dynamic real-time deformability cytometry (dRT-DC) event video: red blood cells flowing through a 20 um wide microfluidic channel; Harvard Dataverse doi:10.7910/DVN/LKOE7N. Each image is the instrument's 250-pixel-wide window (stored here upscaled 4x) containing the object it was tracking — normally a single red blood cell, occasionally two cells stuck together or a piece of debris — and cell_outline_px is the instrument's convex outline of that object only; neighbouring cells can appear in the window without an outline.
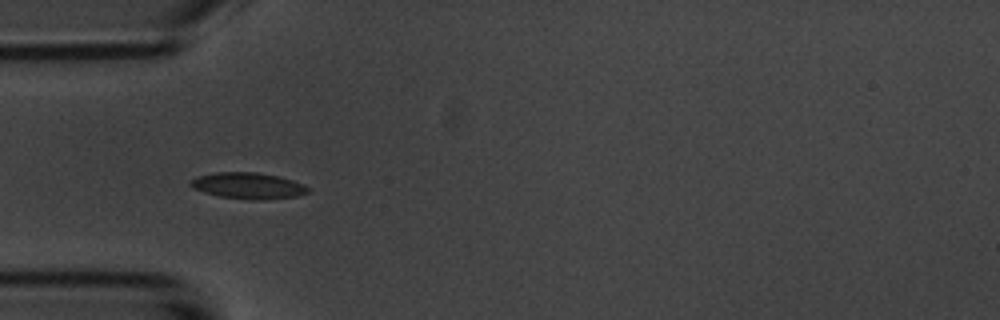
{"species": "common noctule bat (a hibernating species)", "species_latin": "Nyctalus noctula", "temperature_condition": "room temperature", "stored_images_in_passage": 5, "camera_frame_rate_fps": 3000, "um_per_image_px": 0.085, "animal": {"sex": "male", "body_mass_g": 20.1, "forearm_length_mm": 53.5}, "frame": {"image": 1, "passage_image": 4, "time_ms": 3.667, "image_size_px": [1000, 320], "cell_outline_px": [[308, 192], [296, 196], [264, 200], [252, 200], [220, 196], [204, 192], [192, 188], [188, 184], [192, 180], [200, 176], [216, 172], [256, 172], [276, 176], [292, 180], [304, 184], [308, 188]], "centroid_in_image_um": [21.08, 15.79], "position_along_channel_um": 63.9, "area_um2": 17.74}}